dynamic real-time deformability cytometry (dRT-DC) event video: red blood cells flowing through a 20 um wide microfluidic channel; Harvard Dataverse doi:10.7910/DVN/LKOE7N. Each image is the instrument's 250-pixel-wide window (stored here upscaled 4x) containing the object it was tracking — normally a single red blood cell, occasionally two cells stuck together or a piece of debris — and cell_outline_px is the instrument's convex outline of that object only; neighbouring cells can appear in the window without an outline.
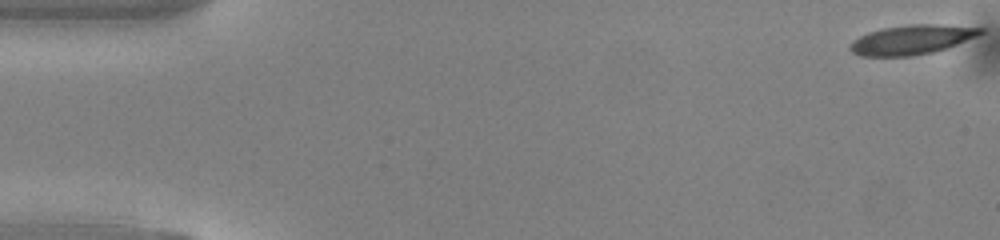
{"species": "common noctule bat (a hibernating species)", "species_latin": "Nyctalus noctula", "temperature_condition": "warm", "stored_images_in_passage": 41, "camera_frame_rate_fps": 3000, "um_per_image_px": 0.085, "animal": {"sex": "male", "body_mass_g": 13.0, "forearm_length_mm": 53.1}, "frame": {"image": 1, "passage_image": 1, "time_ms": 0.0, "image_size_px": [1000, 240], "cell_outline_px": [[984, 32], [976, 36], [956, 44], [932, 52], [912, 56], [860, 56], [852, 52], [848, 48], [848, 44], [860, 36], [868, 32], [884, 28], [908, 24], [940, 24], [984, 28]], "centroid_in_image_um": [77.46, 3.37], "position_along_channel_um": 7.5, "area_um2": 22.25}}
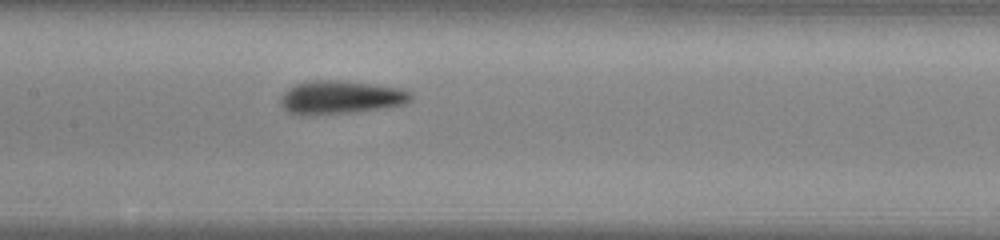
{"frame": {"image": 2, "passage_image": 24, "time_ms": 7.667, "image_size_px": [1000, 240], "cell_outline_px": [[412, 100], [404, 104], [388, 108], [356, 112], [308, 116], [300, 116], [288, 112], [280, 104], [280, 96], [288, 88], [296, 84], [312, 80], [336, 80], [372, 84], [400, 88], [412, 92]], "centroid_in_image_um": [28.94, 8.3], "position_along_channel_um": 178.5, "area_um2": 25.78}}
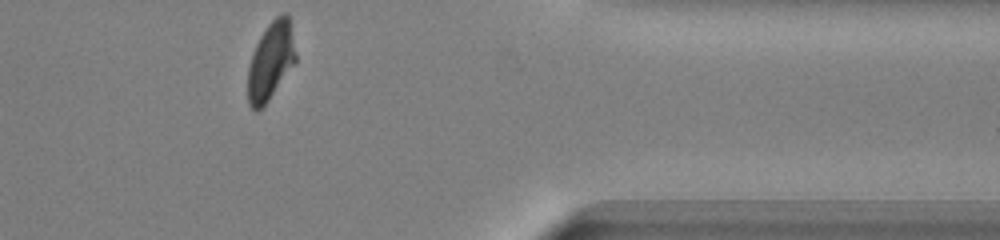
{"frame": {"image": 3, "passage_image": 41, "time_ms": 13.333, "image_size_px": [1000, 240], "cell_outline_px": [[296, 64], [268, 100], [256, 112], [248, 104], [248, 68], [252, 52], [264, 28], [276, 16], [284, 12], [288, 12], [296, 56]], "centroid_in_image_um": [23.01, 5.17], "position_along_channel_um": 388.4, "area_um2": 21.79}, "authors_computed_cell_mechanics": {"area_um2": 23.409, "velocity_mm_per_s": 4.104, "shape_relaxation_time_tau1_ms": 2.8741, "shape_relaxation_time_tau2_ms": 1.6439, "deformation_change_tau1": 0.1342, "deformation_change_tau2": 0.0804}}